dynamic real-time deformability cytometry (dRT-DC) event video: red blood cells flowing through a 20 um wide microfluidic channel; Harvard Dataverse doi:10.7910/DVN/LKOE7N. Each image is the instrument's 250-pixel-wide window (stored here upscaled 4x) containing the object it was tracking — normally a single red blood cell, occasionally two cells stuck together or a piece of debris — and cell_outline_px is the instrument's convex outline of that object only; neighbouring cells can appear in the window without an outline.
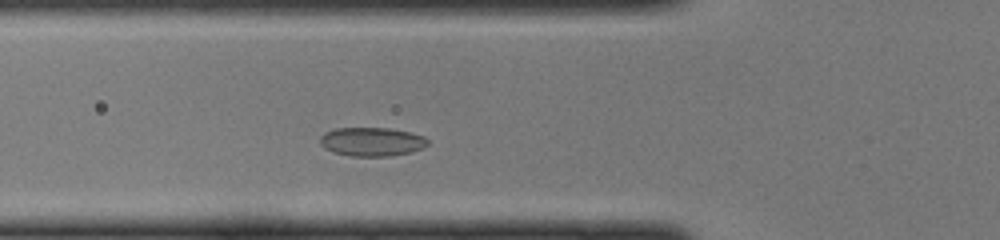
{"species": "common noctule bat (a hibernating species)", "species_latin": "Nyctalus noctula", "temperature_condition": "cold", "stored_images_in_passage": 38, "camera_frame_rate_fps": 3000, "um_per_image_px": 0.085, "animal": {"sex": "female", "body_mass_g": 22.0, "forearm_length_mm": 56.7}, "frame": {"image": 1, "passage_image": 7, "time_ms": 2.0, "image_size_px": [1000, 240], "cell_outline_px": [[428, 144], [424, 148], [412, 152], [388, 156], [348, 156], [332, 152], [324, 148], [320, 144], [320, 136], [324, 132], [336, 128], [388, 128], [412, 132], [424, 136], [428, 140]], "centroid_in_image_um": [31.6, 12.05], "position_along_channel_um": 94.2, "area_um2": 18.32}}
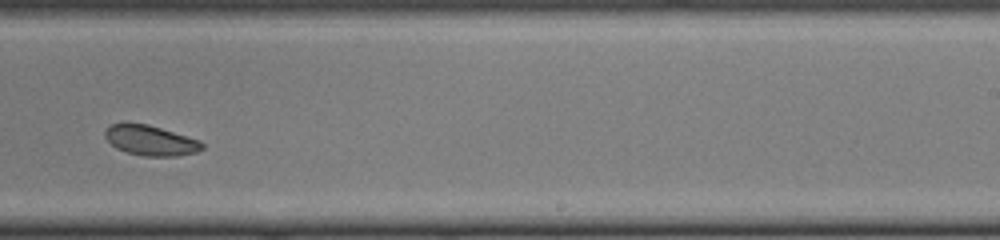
{"frame": {"image": 2, "passage_image": 20, "time_ms": 6.333, "image_size_px": [1000, 240], "cell_outline_px": [[204, 148], [196, 152], [176, 156], [144, 156], [128, 152], [116, 148], [104, 136], [104, 132], [108, 124], [128, 120], [148, 124], [200, 140], [204, 144]], "centroid_in_image_um": [12.75, 11.89], "position_along_channel_um": 276.3, "area_um2": 17.46}}
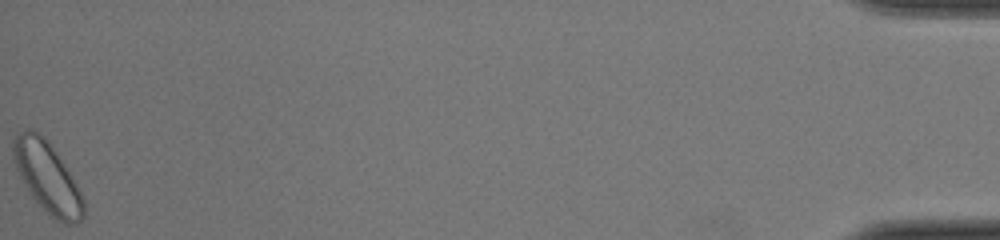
{"frame": {"image": 3, "passage_image": 38, "time_ms": 12.333, "image_size_px": [1000, 240], "cell_outline_px": [[84, 216], [76, 224], [64, 224], [56, 220], [28, 192], [16, 168], [12, 156], [12, 136], [24, 128], [28, 128], [44, 136], [68, 168], [84, 196]], "centroid_in_image_um": [4.02, 15.04], "position_along_channel_um": 431.2, "area_um2": 29.13}}